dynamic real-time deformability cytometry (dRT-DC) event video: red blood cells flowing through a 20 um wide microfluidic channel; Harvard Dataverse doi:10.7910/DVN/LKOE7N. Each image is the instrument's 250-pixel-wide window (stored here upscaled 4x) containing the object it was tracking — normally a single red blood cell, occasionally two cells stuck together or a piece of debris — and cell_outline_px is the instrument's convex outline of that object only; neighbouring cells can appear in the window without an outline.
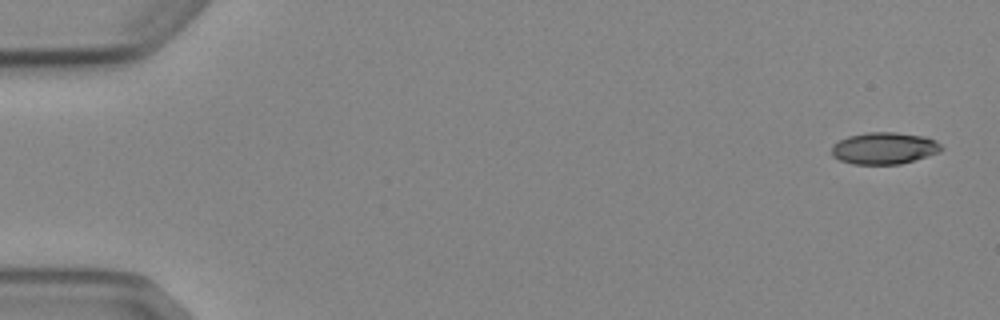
{"species": "Egyptian fruit bat (a non-hibernating species)", "species_latin": "Rousettus aegyptiacus", "temperature_condition": "cold", "stored_images_in_passage": 5, "camera_frame_rate_fps": 3000, "um_per_image_px": 0.085, "animal": {"sex": "female"}, "frame": {"image": 1, "passage_image": 1, "time_ms": 0.0, "image_size_px": [1000, 320], "cell_outline_px": [[944, 148], [940, 152], [900, 164], [852, 164], [840, 160], [832, 156], [832, 144], [848, 136], [868, 132], [896, 132], [924, 136], [936, 140]], "centroid_in_image_um": [75.16, 12.59], "position_along_channel_um": 9.8, "area_um2": 20.4}}
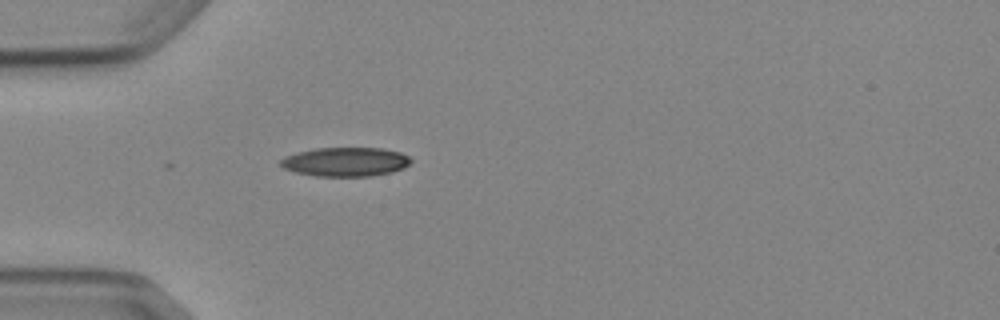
{"frame": {"image": 2, "passage_image": 5, "time_ms": 4.667, "image_size_px": [1000, 320], "cell_outline_px": [[412, 160], [404, 168], [392, 172], [368, 176], [316, 176], [296, 172], [284, 168], [280, 164], [280, 160], [284, 156], [296, 152], [316, 148], [384, 148], [400, 152], [408, 156]], "centroid_in_image_um": [29.36, 13.75], "position_along_channel_um": 55.6, "area_um2": 22.08}}